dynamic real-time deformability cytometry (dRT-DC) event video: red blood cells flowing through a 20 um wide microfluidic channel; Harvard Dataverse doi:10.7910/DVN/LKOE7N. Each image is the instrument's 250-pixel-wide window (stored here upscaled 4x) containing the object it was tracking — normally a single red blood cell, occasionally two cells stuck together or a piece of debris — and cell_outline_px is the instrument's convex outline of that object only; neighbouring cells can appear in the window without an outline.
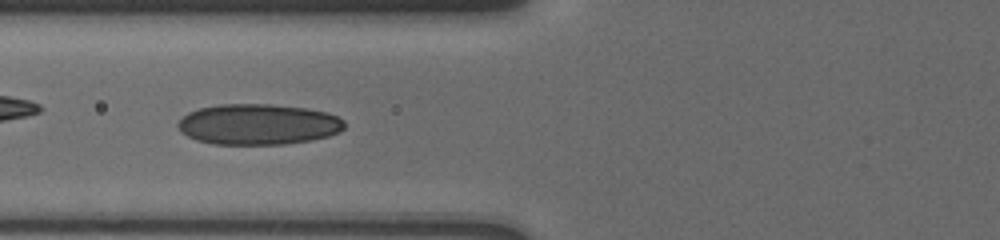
{"species": "human", "species_latin": "Homo sapiens", "temperature_condition": "cold", "stored_images_in_passage": 36, "camera_frame_rate_fps": 3000, "um_per_image_px": 0.085, "donor": {"sex": "male"}, "frame": {"image": 1, "passage_image": 20, "time_ms": 7.667, "image_size_px": [1000, 240], "cell_outline_px": [[344, 128], [340, 132], [328, 136], [312, 140], [284, 144], [212, 144], [196, 140], [180, 132], [176, 124], [188, 112], [200, 108], [220, 104], [268, 104], [308, 108], [328, 112], [344, 120]], "centroid_in_image_um": [21.95, 10.57], "position_along_channel_um": 103.8, "area_um2": 39.71}}
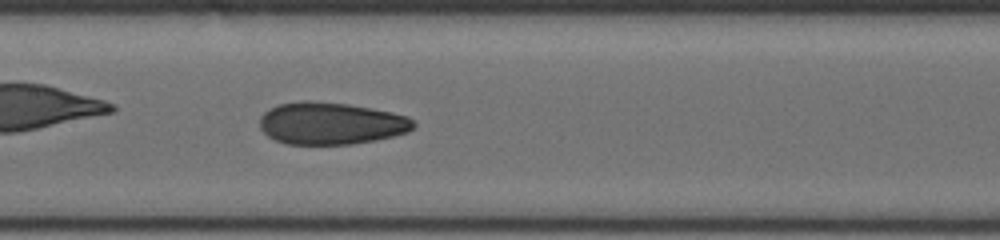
{"frame": {"image": 2, "passage_image": 24, "time_ms": 9.667, "image_size_px": [1000, 240], "cell_outline_px": [[416, 124], [408, 132], [376, 140], [352, 144], [288, 144], [276, 140], [268, 136], [260, 128], [260, 116], [264, 112], [280, 104], [304, 100], [348, 104], [372, 108], [392, 112], [408, 116]], "centroid_in_image_um": [28.14, 10.49], "position_along_channel_um": 179.3, "area_um2": 37.69}}
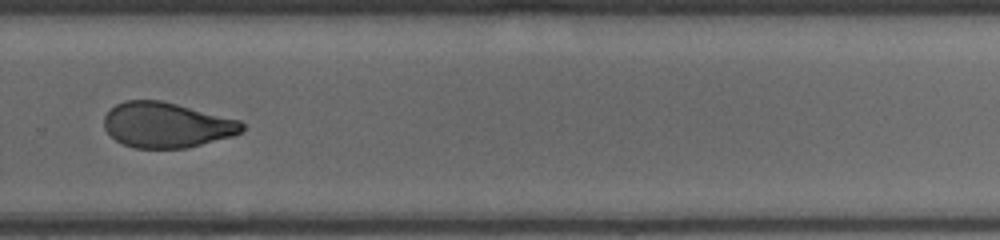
{"frame": {"image": 3, "passage_image": 33, "time_ms": 13.333, "image_size_px": [1000, 240], "cell_outline_px": [[244, 132], [232, 136], [184, 148], [132, 148], [116, 140], [104, 128], [104, 116], [116, 104], [124, 100], [160, 100], [240, 120], [244, 124]], "centroid_in_image_um": [14.16, 10.62], "position_along_channel_um": 315.6, "area_um2": 36.18}}